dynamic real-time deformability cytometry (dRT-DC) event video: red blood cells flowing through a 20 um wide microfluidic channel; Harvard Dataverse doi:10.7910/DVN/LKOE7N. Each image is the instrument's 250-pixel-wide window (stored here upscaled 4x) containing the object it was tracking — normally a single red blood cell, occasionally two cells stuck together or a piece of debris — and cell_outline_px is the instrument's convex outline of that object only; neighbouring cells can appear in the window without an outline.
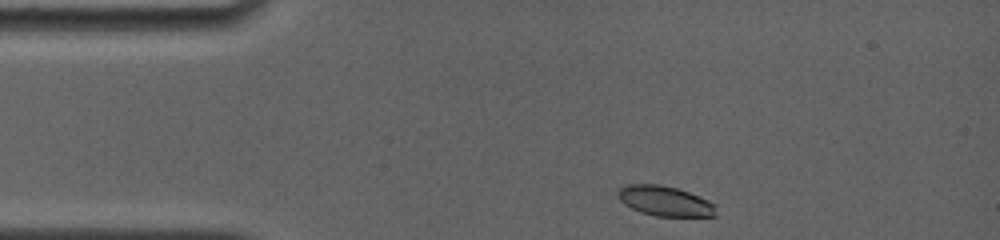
{"species": "common noctule bat (a hibernating species)", "species_latin": "Nyctalus noctula", "temperature_condition": "room temperature", "stored_images_in_passage": 7, "camera_frame_rate_fps": 4000, "um_per_image_px": 0.085, "animal": {"sex": "female", "body_mass_g": 19.0, "forearm_length_mm": 56.7}, "frame": {"image": 1, "passage_image": 1, "time_ms": 0.0, "image_size_px": [1000, 240], "cell_outline_px": [[716, 216], [656, 216], [640, 212], [624, 204], [620, 200], [616, 192], [620, 188], [628, 184], [660, 184], [676, 188], [688, 192], [708, 200], [716, 204]], "centroid_in_image_um": [56.52, 17.08], "position_along_channel_um": 28.5, "area_um2": 17.17}}